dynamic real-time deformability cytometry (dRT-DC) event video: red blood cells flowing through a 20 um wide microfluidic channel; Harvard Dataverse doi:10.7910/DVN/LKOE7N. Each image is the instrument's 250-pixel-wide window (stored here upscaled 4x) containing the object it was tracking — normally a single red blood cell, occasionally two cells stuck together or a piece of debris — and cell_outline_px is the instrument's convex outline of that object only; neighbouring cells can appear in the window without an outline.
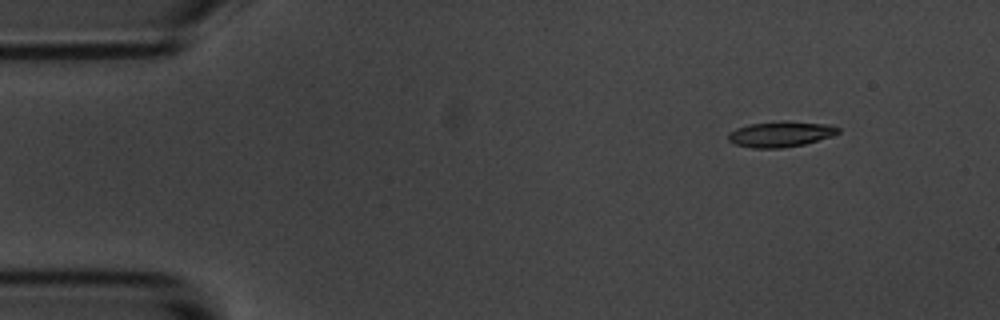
{"species": "common noctule bat (a hibernating species)", "species_latin": "Nyctalus noctula", "temperature_condition": "room temperature", "stored_images_in_passage": 5, "camera_frame_rate_fps": 3000, "um_per_image_px": 0.085, "animal": {"sex": "male", "body_mass_g": 20.1, "forearm_length_mm": 53.5}, "frame": {"image": 1, "passage_image": 2, "time_ms": 1.0, "image_size_px": [1000, 320], "cell_outline_px": [[840, 132], [832, 136], [804, 144], [780, 148], [756, 148], [736, 144], [728, 140], [728, 132], [736, 128], [748, 124], [780, 120], [788, 120], [828, 124], [840, 128]], "centroid_in_image_um": [66.36, 11.37], "position_along_channel_um": 18.6, "area_um2": 16.59}}
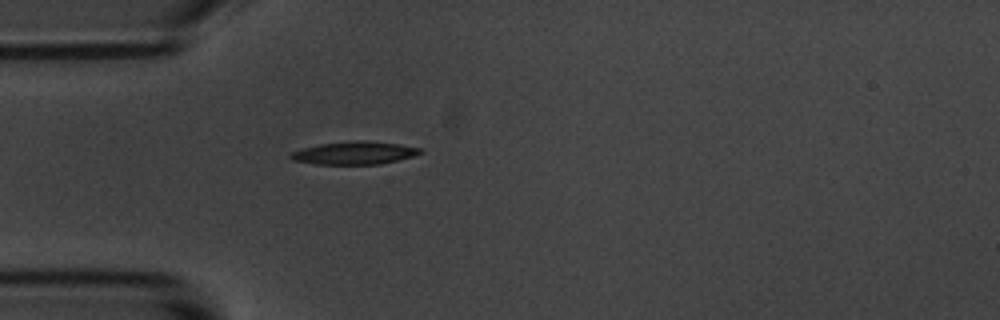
{"frame": {"image": 2, "passage_image": 5, "time_ms": 4.333, "image_size_px": [1000, 320], "cell_outline_px": [[424, 152], [412, 156], [380, 164], [316, 164], [292, 160], [288, 156], [292, 152], [304, 148], [320, 144], [356, 140], [364, 140], [400, 144], [420, 148]], "centroid_in_image_um": [30.12, 13.0], "position_along_channel_um": 54.9, "area_um2": 17.11}}